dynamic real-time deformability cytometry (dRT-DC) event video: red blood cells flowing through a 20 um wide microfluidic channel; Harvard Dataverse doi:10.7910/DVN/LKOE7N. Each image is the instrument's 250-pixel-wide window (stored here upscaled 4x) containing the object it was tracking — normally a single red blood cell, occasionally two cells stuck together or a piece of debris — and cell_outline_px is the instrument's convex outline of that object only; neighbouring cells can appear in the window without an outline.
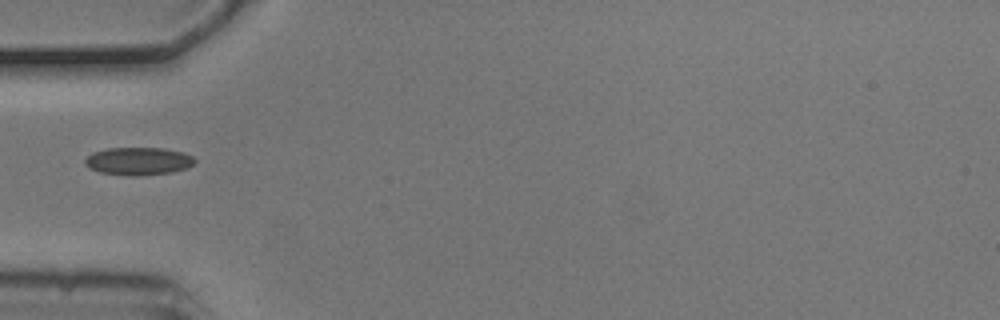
{"species": "common noctule bat (a hibernating species)", "species_latin": "Nyctalus noctula", "temperature_condition": "cold", "stored_images_in_passage": 1, "camera_frame_rate_fps": 3000, "um_per_image_px": 0.085, "animal": {"sex": "male", "body_mass_g": 20.5, "forearm_length_mm": 52.5}, "frame": {"image": 1, "passage_image": 1, "time_ms": 0.0, "image_size_px": [1000, 320], "cell_outline_px": [[196, 160], [188, 168], [172, 172], [136, 176], [132, 176], [100, 172], [88, 168], [84, 164], [84, 160], [92, 152], [108, 148], [164, 148], [184, 152], [192, 156]], "centroid_in_image_um": [11.75, 13.69], "position_along_channel_um": 73.2, "area_um2": 17.86}}